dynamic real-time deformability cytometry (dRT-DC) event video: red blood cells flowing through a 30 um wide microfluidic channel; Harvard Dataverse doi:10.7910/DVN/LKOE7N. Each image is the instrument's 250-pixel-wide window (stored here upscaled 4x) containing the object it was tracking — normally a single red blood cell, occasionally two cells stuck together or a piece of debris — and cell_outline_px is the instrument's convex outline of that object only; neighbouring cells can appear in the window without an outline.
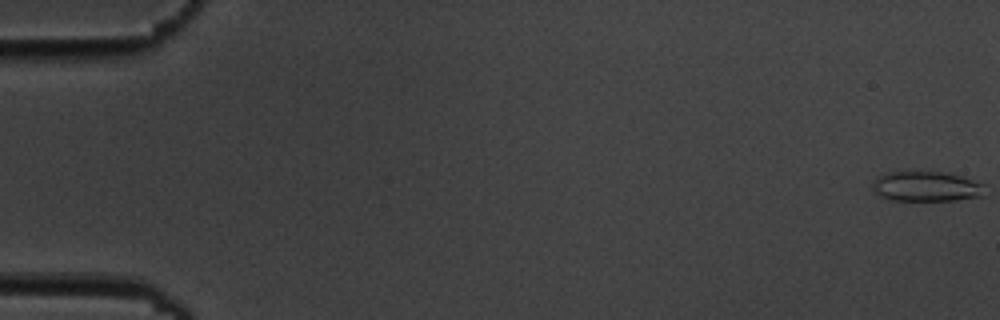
{"species": "common noctule bat (a hibernating species)", "species_latin": "Nyctalus noctula", "temperature_condition": "cold", "stored_images_in_passage": 6, "camera_frame_rate_fps": 3000, "um_per_image_px": 0.085, "animal": {"sex": "male", "body_mass_g": 19.5, "forearm_length_mm": 54.6}, "frame": {"image": 1, "passage_image": 1, "time_ms": 0.0, "image_size_px": [1000, 320], "cell_outline_px": [[984, 196], [956, 200], [892, 200], [880, 196], [872, 188], [872, 184], [876, 176], [884, 172], [900, 168], [944, 172], [960, 176], [984, 184]], "centroid_in_image_um": [78.65, 15.79], "position_along_channel_um": 6.3, "area_um2": 20.52}}